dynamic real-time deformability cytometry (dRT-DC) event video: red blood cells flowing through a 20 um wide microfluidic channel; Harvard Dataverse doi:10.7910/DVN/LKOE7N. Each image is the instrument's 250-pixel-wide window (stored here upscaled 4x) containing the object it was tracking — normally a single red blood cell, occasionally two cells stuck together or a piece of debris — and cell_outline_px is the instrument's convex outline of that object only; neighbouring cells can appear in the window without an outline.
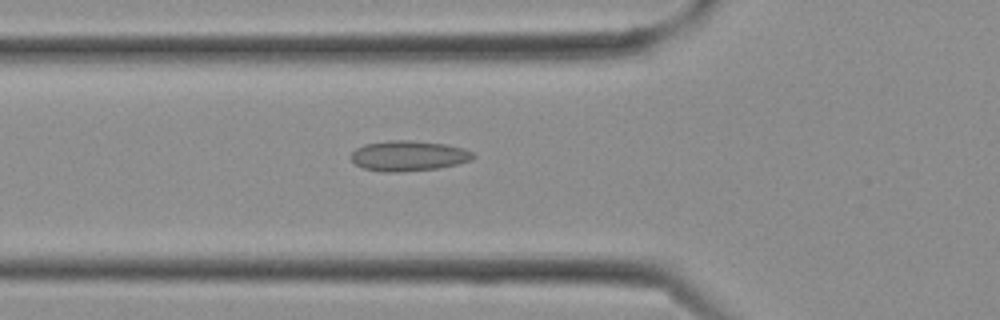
{"species": "Egyptian fruit bat (a non-hibernating species)", "species_latin": "Rousettus aegyptiacus", "temperature_condition": "cold", "stored_images_in_passage": 28, "camera_frame_rate_fps": 3000, "um_per_image_px": 0.085, "frame": {"image": 1, "passage_image": 9, "time_ms": 2.667, "image_size_px": [1000, 320], "cell_outline_px": [[476, 156], [472, 160], [440, 168], [400, 172], [380, 172], [364, 168], [356, 164], [352, 160], [352, 152], [356, 148], [364, 144], [388, 140], [408, 140], [444, 144], [464, 148], [472, 152]], "centroid_in_image_um": [34.73, 13.25], "position_along_channel_um": 91.1, "area_um2": 21.62}}
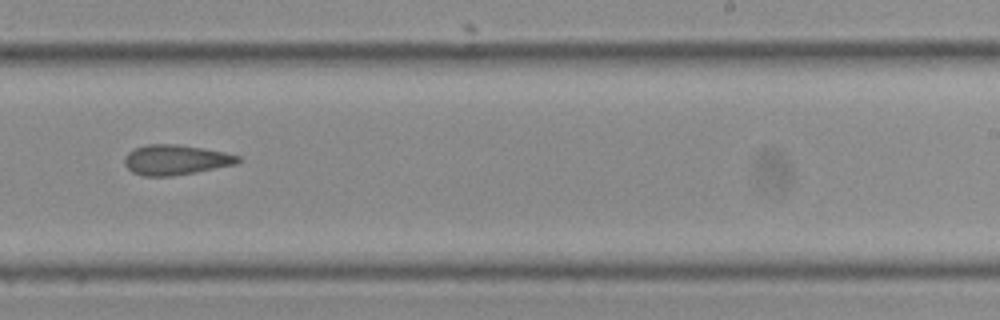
{"frame": {"image": 2, "passage_image": 17, "time_ms": 5.333, "image_size_px": [1000, 320], "cell_outline_px": [[244, 160], [236, 164], [196, 172], [172, 176], [140, 176], [132, 172], [124, 164], [124, 156], [128, 152], [136, 148], [148, 144], [176, 144], [224, 152], [240, 156]], "centroid_in_image_um": [14.93, 13.59], "position_along_channel_um": 274.1, "area_um2": 19.94}}
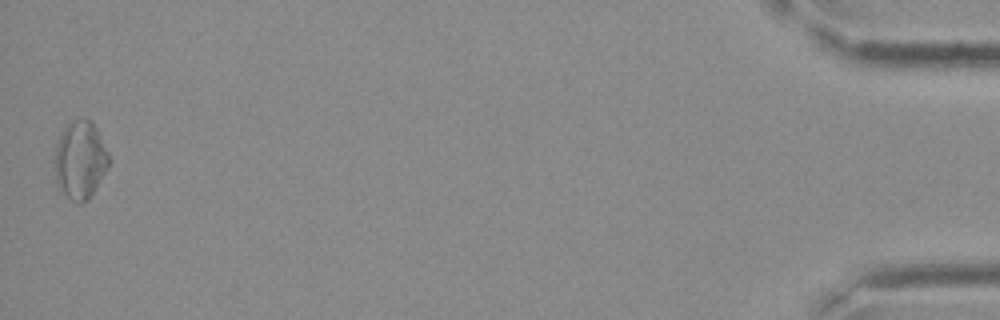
{"frame": {"image": 3, "passage_image": 28, "time_ms": 9.0, "image_size_px": [1000, 320], "cell_outline_px": [[112, 160], [108, 168], [88, 200], [80, 204], [76, 204], [56, 184], [56, 144], [60, 132], [72, 120], [92, 120]], "centroid_in_image_um": [6.84, 13.6], "position_along_channel_um": 428.4, "area_um2": 24.45}}